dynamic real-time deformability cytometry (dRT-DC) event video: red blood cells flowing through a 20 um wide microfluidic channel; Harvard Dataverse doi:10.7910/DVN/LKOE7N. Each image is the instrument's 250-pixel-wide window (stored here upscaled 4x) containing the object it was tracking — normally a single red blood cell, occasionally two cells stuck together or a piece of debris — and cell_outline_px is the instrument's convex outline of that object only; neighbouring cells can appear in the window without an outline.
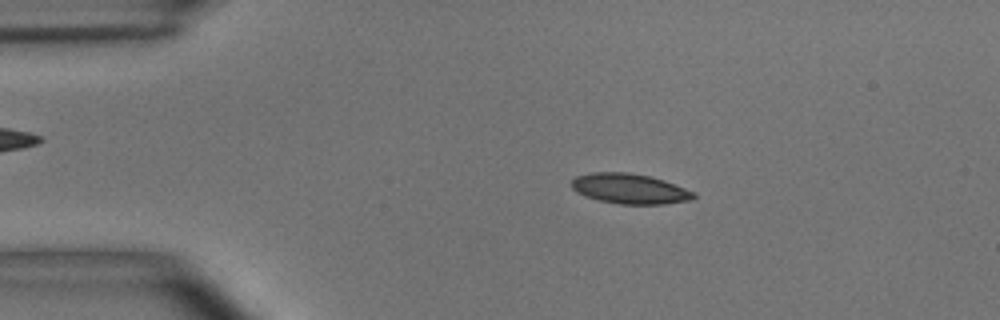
{"species": "common noctule bat (a hibernating species)", "species_latin": "Nyctalus noctula", "temperature_condition": "room temperature", "stored_images_in_passage": 45, "camera_frame_rate_fps": 3000, "um_per_image_px": 0.085, "animal": {"sex": "male", "body_mass_g": 15.6}, "frame": {"image": 1, "passage_image": 1, "time_ms": 0.0, "image_size_px": [1000, 320], "cell_outline_px": [[696, 196], [692, 200], [664, 204], [620, 204], [600, 200], [584, 196], [576, 192], [572, 188], [572, 180], [576, 176], [592, 172], [628, 172], [652, 176], [664, 180], [696, 192]], "centroid_in_image_um": [53.55, 16.03], "position_along_channel_um": 31.5, "area_um2": 21.62}}
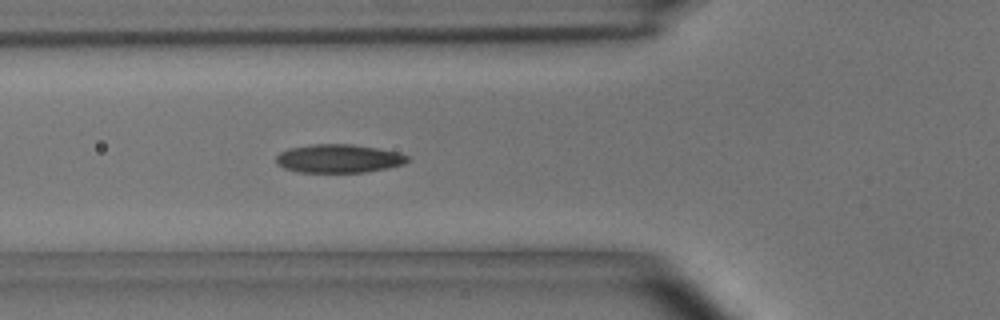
{"frame": {"image": 2, "passage_image": 10, "time_ms": 3.0, "image_size_px": [1000, 320], "cell_outline_px": [[408, 160], [404, 164], [388, 168], [364, 172], [296, 172], [284, 168], [276, 164], [276, 156], [280, 152], [288, 148], [312, 144], [352, 144], [400, 152], [408, 156]], "centroid_in_image_um": [28.77, 13.47], "position_along_channel_um": 97.0, "area_um2": 21.91}}
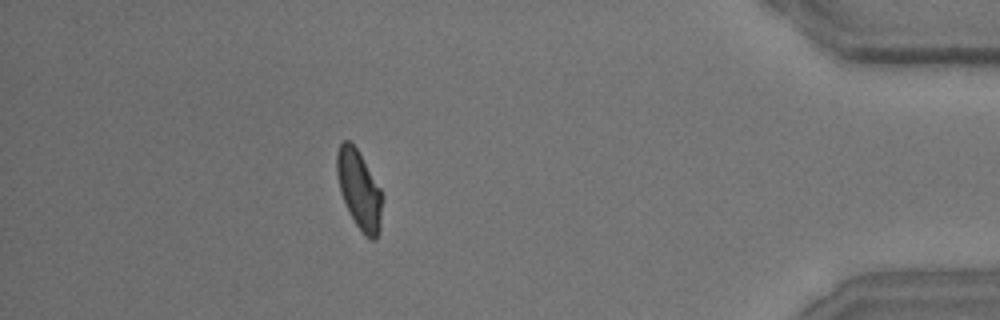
{"frame": {"image": 3, "passage_image": 39, "time_ms": 12.667, "image_size_px": [1000, 320], "cell_outline_px": [[384, 196], [380, 232], [376, 240], [372, 240], [364, 236], [356, 224], [340, 192], [336, 176], [336, 152], [340, 144], [344, 140], [348, 140], [356, 148], [380, 188]], "centroid_in_image_um": [30.55, 16.17], "position_along_channel_um": 404.7, "area_um2": 20.92}, "authors_computed_cell_mechanics": {"area_um2": 21.5016, "velocity_mm_per_s": 3.672, "shape_relaxation_time_tau1_ms": 5.0726, "shape_relaxation_time_tau2_ms": 1.609, "deformation_change_tau1": 0.1468, "deformation_change_tau2": 0.0823}}